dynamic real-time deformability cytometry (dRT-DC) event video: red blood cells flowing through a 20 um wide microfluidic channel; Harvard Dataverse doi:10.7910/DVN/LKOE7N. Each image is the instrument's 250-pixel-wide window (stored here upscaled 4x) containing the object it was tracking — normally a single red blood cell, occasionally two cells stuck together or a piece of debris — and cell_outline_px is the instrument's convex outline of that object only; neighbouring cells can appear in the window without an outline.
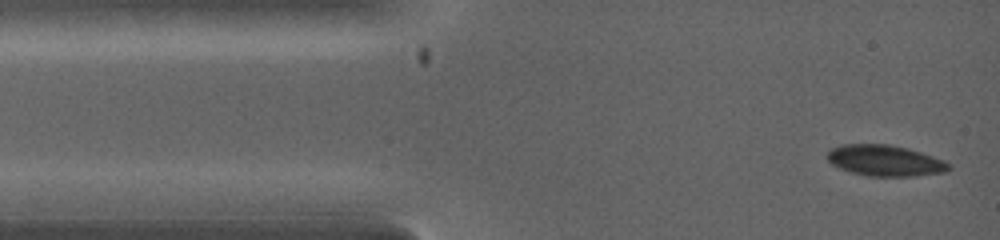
{"species": "common noctule bat (a hibernating species)", "species_latin": "Nyctalus noctula", "temperature_condition": "warm", "stored_images_in_passage": 4, "camera_frame_rate_fps": 5000, "um_per_image_px": 0.085, "animal": {"sex": "female", "body_mass_g": 19.0, "forearm_length_mm": 53.3}, "frame": {"image": 1, "passage_image": 1, "time_ms": 0.0, "image_size_px": [1000, 240], "cell_outline_px": [[952, 168], [948, 172], [916, 176], [868, 176], [852, 172], [840, 168], [832, 164], [828, 160], [828, 152], [832, 148], [840, 144], [888, 144], [908, 148], [944, 160], [952, 164]], "centroid_in_image_um": [75.28, 13.65], "position_along_channel_um": 9.7, "area_um2": 22.08}}
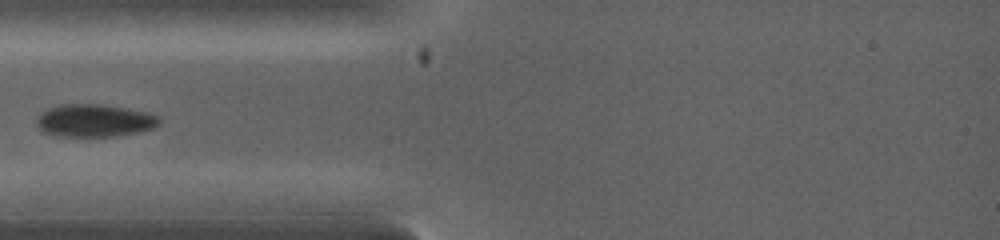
{"frame": {"image": 2, "passage_image": 4, "time_ms": 2.2, "image_size_px": [1000, 240], "cell_outline_px": [[160, 124], [152, 128], [136, 132], [112, 136], [64, 136], [44, 132], [36, 124], [36, 120], [40, 112], [48, 108], [60, 104], [100, 104], [148, 112], [160, 116]], "centroid_in_image_um": [8.02, 10.23], "position_along_channel_um": 77.0, "area_um2": 23.18}}